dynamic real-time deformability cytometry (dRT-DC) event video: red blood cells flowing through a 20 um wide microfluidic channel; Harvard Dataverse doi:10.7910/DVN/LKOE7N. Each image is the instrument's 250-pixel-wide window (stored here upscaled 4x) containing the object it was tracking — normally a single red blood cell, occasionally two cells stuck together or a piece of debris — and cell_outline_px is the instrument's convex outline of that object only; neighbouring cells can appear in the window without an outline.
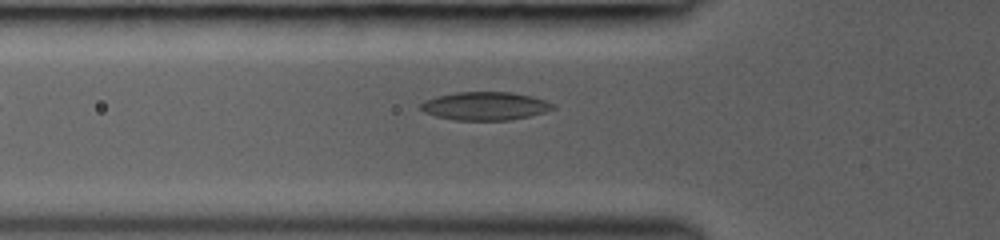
{"species": "common noctule bat (a hibernating species)", "species_latin": "Nyctalus noctula", "temperature_condition": "room temperature", "stored_images_in_passage": 17, "camera_frame_rate_fps": 3000, "um_per_image_px": 0.085, "animal": {"sex": "female", "body_mass_g": 19.0, "forearm_length_mm": 53.3}, "frame": {"image": 1, "passage_image": 2, "time_ms": 0.333, "image_size_px": [1000, 240], "cell_outline_px": [[556, 108], [544, 112], [528, 116], [508, 120], [456, 120], [436, 116], [424, 112], [420, 108], [420, 104], [424, 100], [436, 96], [456, 92], [512, 92], [532, 96], [556, 104]], "centroid_in_image_um": [41.23, 9.0], "position_along_channel_um": 84.6, "area_um2": 21.79}}
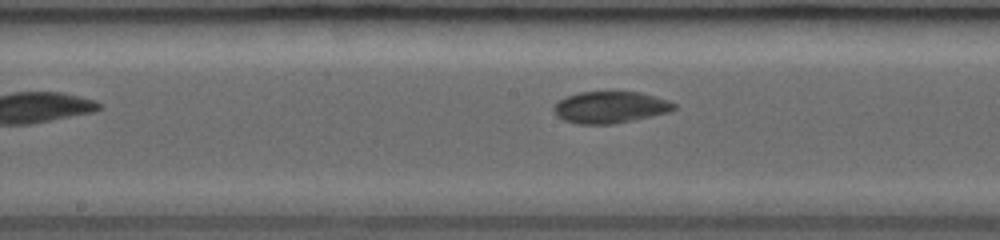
{"frame": {"image": 2, "passage_image": 10, "time_ms": 3.0, "image_size_px": [1000, 240], "cell_outline_px": [[676, 108], [668, 112], [652, 116], [612, 124], [576, 124], [564, 120], [556, 116], [552, 108], [560, 100], [568, 96], [580, 92], [640, 92], [656, 96], [668, 100], [676, 104]], "centroid_in_image_um": [51.87, 9.12], "position_along_channel_um": 196.3, "area_um2": 22.14}}
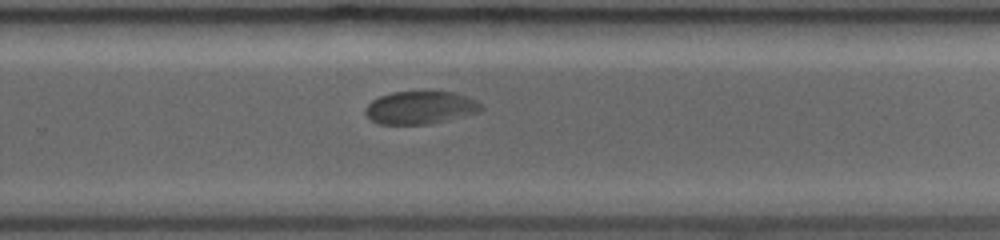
{"frame": {"image": 3, "passage_image": 15, "time_ms": 5.333, "image_size_px": [1000, 240], "cell_outline_px": [[484, 108], [476, 112], [428, 124], [380, 124], [368, 120], [364, 112], [364, 108], [372, 100], [380, 96], [392, 92], [424, 88], [428, 88], [456, 92], [476, 100], [484, 104]], "centroid_in_image_um": [35.7, 9.08], "position_along_channel_um": 294.1, "area_um2": 23.06}}